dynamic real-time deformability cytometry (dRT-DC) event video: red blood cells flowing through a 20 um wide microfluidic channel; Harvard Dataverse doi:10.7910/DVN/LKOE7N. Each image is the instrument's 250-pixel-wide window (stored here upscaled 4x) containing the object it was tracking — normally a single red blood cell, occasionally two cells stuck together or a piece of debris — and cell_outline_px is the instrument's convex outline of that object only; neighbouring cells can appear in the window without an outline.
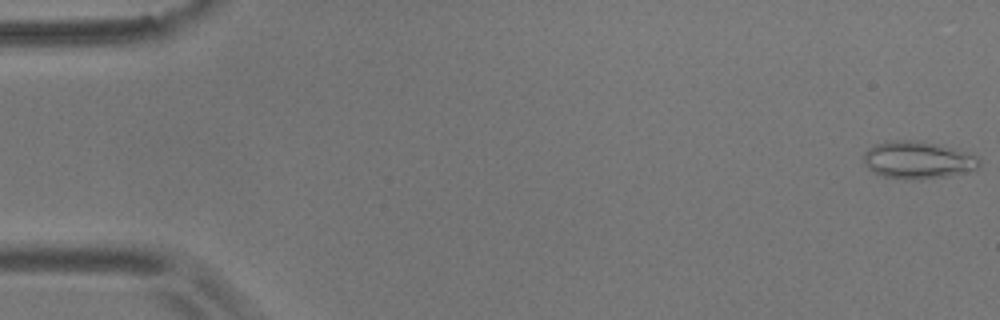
{"species": "common noctule bat (a hibernating species)", "species_latin": "Nyctalus noctula", "temperature_condition": "room temperature", "stored_images_in_passage": 55, "camera_frame_rate_fps": 3000, "um_per_image_px": 0.085, "animal": {"sex": "male", "body_mass_g": 17.9}, "frame": {"image": 1, "passage_image": 1, "time_ms": 0.0, "image_size_px": [1000, 320], "cell_outline_px": [[980, 164], [976, 168], [948, 176], [916, 180], [884, 176], [872, 172], [864, 164], [864, 152], [868, 148], [884, 140], [912, 140], [936, 144], [952, 148], [976, 156], [980, 160]], "centroid_in_image_um": [77.95, 13.6], "position_along_channel_um": 7.0, "area_um2": 24.97}}
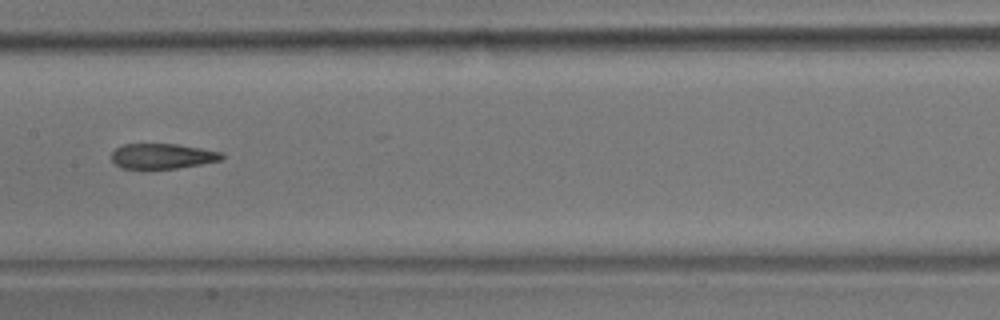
{"frame": {"image": 2, "passage_image": 28, "time_ms": 9.0, "image_size_px": [1000, 320], "cell_outline_px": [[224, 156], [220, 160], [200, 164], [176, 168], [148, 172], [120, 168], [112, 160], [112, 152], [116, 148], [124, 144], [176, 144], [200, 148], [220, 152]], "centroid_in_image_um": [13.71, 13.32], "position_along_channel_um": 193.7, "area_um2": 16.7}}
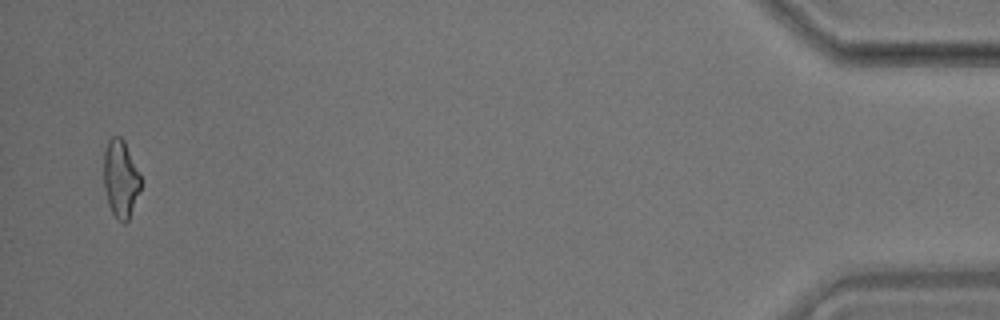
{"frame": {"image": 3, "passage_image": 54, "time_ms": 17.667, "image_size_px": [1000, 320], "cell_outline_px": [[140, 188], [128, 220], [124, 224], [116, 220], [108, 204], [104, 188], [104, 152], [108, 140], [112, 136], [120, 136], [124, 140], [140, 176]], "centroid_in_image_um": [10.22, 15.2], "position_along_channel_um": 425.0, "area_um2": 16.53}, "authors_computed_cell_mechanics": {"area_um2": 17.5712, "velocity_mm_per_s": 3.6324, "shape_relaxation_time_tau1_ms": 7.5755, "shape_relaxation_time_tau2_ms": 2.5679, "deformation_change_tau1": 0.1731, "deformation_change_tau2": 0.1124}}